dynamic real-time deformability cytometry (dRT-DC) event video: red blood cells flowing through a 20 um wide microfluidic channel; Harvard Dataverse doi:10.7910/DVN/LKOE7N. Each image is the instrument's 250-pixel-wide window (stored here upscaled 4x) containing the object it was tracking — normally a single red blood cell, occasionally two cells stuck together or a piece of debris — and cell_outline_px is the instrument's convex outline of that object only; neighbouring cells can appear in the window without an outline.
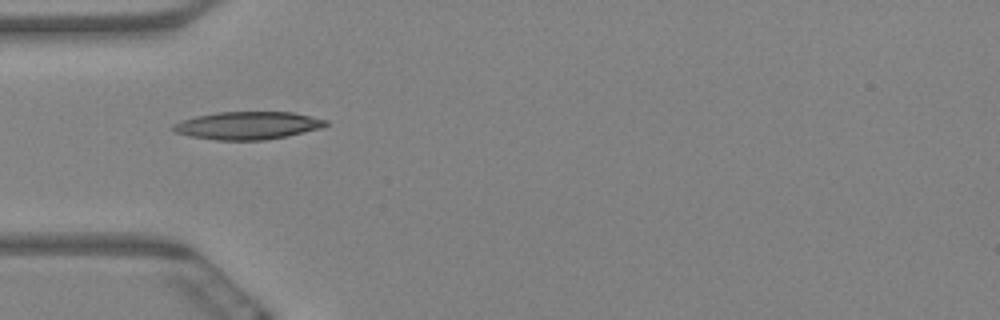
{"species": "Egyptian fruit bat (a non-hibernating species)", "species_latin": "Rousettus aegyptiacus", "temperature_condition": "warm", "stored_images_in_passage": 1, "camera_frame_rate_fps": 3000, "um_per_image_px": 0.085, "animal": {"sex": "female"}, "frame": {"image": 1, "passage_image": 1, "time_ms": 0.0, "image_size_px": [1000, 320], "cell_outline_px": [[328, 124], [320, 128], [288, 136], [264, 140], [216, 140], [188, 136], [176, 132], [172, 128], [172, 124], [196, 116], [216, 112], [292, 112], [328, 120]], "centroid_in_image_um": [21.05, 10.67], "position_along_channel_um": 63.9, "area_um2": 24.62}}